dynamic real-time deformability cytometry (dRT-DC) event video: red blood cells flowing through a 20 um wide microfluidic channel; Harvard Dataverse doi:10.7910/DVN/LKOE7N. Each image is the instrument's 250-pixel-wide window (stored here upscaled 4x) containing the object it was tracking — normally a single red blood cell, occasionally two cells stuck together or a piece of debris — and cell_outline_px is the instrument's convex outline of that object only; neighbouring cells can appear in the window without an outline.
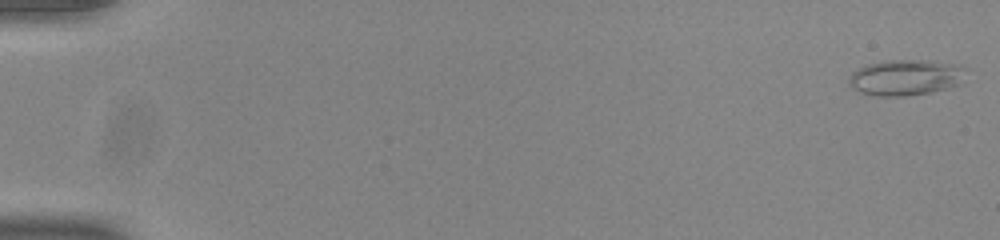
{"species": "common noctule bat (a hibernating species)", "species_latin": "Nyctalus noctula", "temperature_condition": "room temperature", "stored_images_in_passage": 54, "camera_frame_rate_fps": 3000, "um_per_image_px": 0.085, "animal": {"sex": "male", "body_mass_g": 20.0, "forearm_length_mm": 53.3}, "frame": {"image": 1, "passage_image": 1, "time_ms": 0.0, "image_size_px": [1000, 240], "cell_outline_px": [[964, 68], [960, 84], [952, 88], [908, 96], [876, 96], [860, 92], [848, 84], [848, 76], [852, 72], [868, 64], [888, 60], [932, 60], [960, 64]], "centroid_in_image_um": [76.98, 6.58], "position_along_channel_um": 8.0, "area_um2": 24.62}}
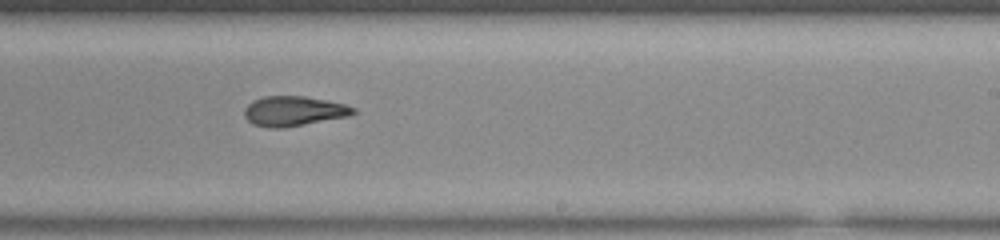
{"frame": {"image": 2, "passage_image": 34, "time_ms": 11.0, "image_size_px": [1000, 240], "cell_outline_px": [[356, 112], [348, 116], [284, 128], [268, 128], [252, 124], [244, 116], [244, 108], [252, 100], [264, 96], [304, 96], [344, 104], [356, 108]], "centroid_in_image_um": [24.92, 9.45], "position_along_channel_um": 264.1, "area_um2": 18.96}}
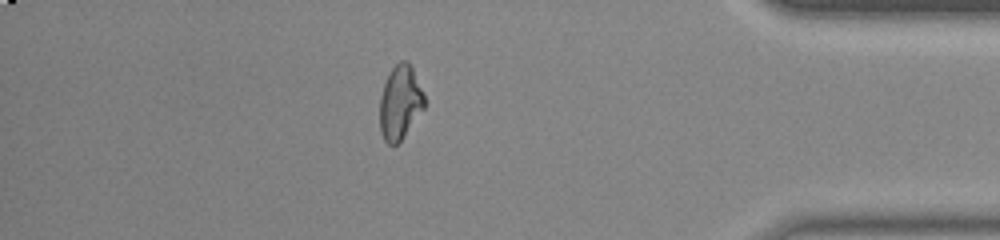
{"frame": {"image": 3, "passage_image": 47, "time_ms": 15.333, "image_size_px": [1000, 240], "cell_outline_px": [[424, 108], [400, 140], [396, 144], [388, 144], [384, 140], [380, 132], [380, 96], [384, 84], [392, 68], [400, 60], [408, 60], [424, 92]], "centroid_in_image_um": [34.0, 8.69], "position_along_channel_um": 401.2, "area_um2": 19.02}, "authors_computed_cell_mechanics": {"area_um2": 19.8832, "velocity_mm_per_s": 3.8976, "shape_relaxation_time_tau1_ms": null, "shape_relaxation_time_tau2_ms": 3.5342, "deformation_change_tau1": null, "deformation_change_tau2": 0.1094}}